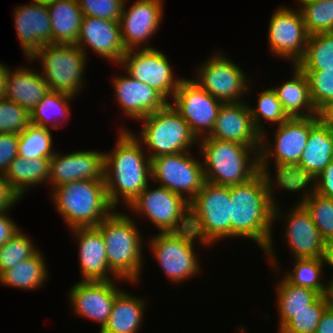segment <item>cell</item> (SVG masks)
Returning <instances> with one entry per match:
<instances>
[{
  "instance_id": "cell-42",
  "label": "cell",
  "mask_w": 333,
  "mask_h": 333,
  "mask_svg": "<svg viewBox=\"0 0 333 333\" xmlns=\"http://www.w3.org/2000/svg\"><path fill=\"white\" fill-rule=\"evenodd\" d=\"M308 78L311 101L323 115L333 106V69L302 70Z\"/></svg>"
},
{
  "instance_id": "cell-33",
  "label": "cell",
  "mask_w": 333,
  "mask_h": 333,
  "mask_svg": "<svg viewBox=\"0 0 333 333\" xmlns=\"http://www.w3.org/2000/svg\"><path fill=\"white\" fill-rule=\"evenodd\" d=\"M41 249L32 257L19 262L0 275V284L25 291L39 290L50 277Z\"/></svg>"
},
{
  "instance_id": "cell-27",
  "label": "cell",
  "mask_w": 333,
  "mask_h": 333,
  "mask_svg": "<svg viewBox=\"0 0 333 333\" xmlns=\"http://www.w3.org/2000/svg\"><path fill=\"white\" fill-rule=\"evenodd\" d=\"M274 243L269 244L264 251V255L267 256V262H269L272 270L276 275L280 272L289 283L298 287L310 288L320 295H327L328 282H325V271L322 258H294L292 270L285 269V273L281 272L280 261L276 259L277 254L274 250ZM277 272V273H276ZM284 273V274H283ZM323 281V282H322ZM326 283V284H325Z\"/></svg>"
},
{
  "instance_id": "cell-17",
  "label": "cell",
  "mask_w": 333,
  "mask_h": 333,
  "mask_svg": "<svg viewBox=\"0 0 333 333\" xmlns=\"http://www.w3.org/2000/svg\"><path fill=\"white\" fill-rule=\"evenodd\" d=\"M171 105L190 125L198 139L208 136L223 104L206 90L202 89L191 78H185L174 93Z\"/></svg>"
},
{
  "instance_id": "cell-49",
  "label": "cell",
  "mask_w": 333,
  "mask_h": 333,
  "mask_svg": "<svg viewBox=\"0 0 333 333\" xmlns=\"http://www.w3.org/2000/svg\"><path fill=\"white\" fill-rule=\"evenodd\" d=\"M8 212H0V247L21 229Z\"/></svg>"
},
{
  "instance_id": "cell-23",
  "label": "cell",
  "mask_w": 333,
  "mask_h": 333,
  "mask_svg": "<svg viewBox=\"0 0 333 333\" xmlns=\"http://www.w3.org/2000/svg\"><path fill=\"white\" fill-rule=\"evenodd\" d=\"M115 101L123 116L131 120H140L163 108L168 101L154 88L142 83L125 72L112 77Z\"/></svg>"
},
{
  "instance_id": "cell-15",
  "label": "cell",
  "mask_w": 333,
  "mask_h": 333,
  "mask_svg": "<svg viewBox=\"0 0 333 333\" xmlns=\"http://www.w3.org/2000/svg\"><path fill=\"white\" fill-rule=\"evenodd\" d=\"M166 54L159 49L144 48L127 50L119 67H123L133 79L157 90L168 102L184 77L174 75Z\"/></svg>"
},
{
  "instance_id": "cell-5",
  "label": "cell",
  "mask_w": 333,
  "mask_h": 333,
  "mask_svg": "<svg viewBox=\"0 0 333 333\" xmlns=\"http://www.w3.org/2000/svg\"><path fill=\"white\" fill-rule=\"evenodd\" d=\"M49 193L68 230L97 227L114 210L106 195L105 180L73 181Z\"/></svg>"
},
{
  "instance_id": "cell-50",
  "label": "cell",
  "mask_w": 333,
  "mask_h": 333,
  "mask_svg": "<svg viewBox=\"0 0 333 333\" xmlns=\"http://www.w3.org/2000/svg\"><path fill=\"white\" fill-rule=\"evenodd\" d=\"M315 333H333V307L328 306L323 312Z\"/></svg>"
},
{
  "instance_id": "cell-35",
  "label": "cell",
  "mask_w": 333,
  "mask_h": 333,
  "mask_svg": "<svg viewBox=\"0 0 333 333\" xmlns=\"http://www.w3.org/2000/svg\"><path fill=\"white\" fill-rule=\"evenodd\" d=\"M74 98L71 95L60 92H48L31 111V123L59 130L63 126L61 123L70 119L69 116H71L70 113L72 112L70 111L72 110L70 109V101L74 100Z\"/></svg>"
},
{
  "instance_id": "cell-16",
  "label": "cell",
  "mask_w": 333,
  "mask_h": 333,
  "mask_svg": "<svg viewBox=\"0 0 333 333\" xmlns=\"http://www.w3.org/2000/svg\"><path fill=\"white\" fill-rule=\"evenodd\" d=\"M279 5L269 19L267 39L269 51L274 57L296 65L303 57L308 33L298 7Z\"/></svg>"
},
{
  "instance_id": "cell-39",
  "label": "cell",
  "mask_w": 333,
  "mask_h": 333,
  "mask_svg": "<svg viewBox=\"0 0 333 333\" xmlns=\"http://www.w3.org/2000/svg\"><path fill=\"white\" fill-rule=\"evenodd\" d=\"M301 70L333 69V32L310 35L302 59Z\"/></svg>"
},
{
  "instance_id": "cell-25",
  "label": "cell",
  "mask_w": 333,
  "mask_h": 333,
  "mask_svg": "<svg viewBox=\"0 0 333 333\" xmlns=\"http://www.w3.org/2000/svg\"><path fill=\"white\" fill-rule=\"evenodd\" d=\"M70 232L78 242V262L82 281L117 280L129 283L118 278L109 269L105 241L102 233L96 227L74 228Z\"/></svg>"
},
{
  "instance_id": "cell-30",
  "label": "cell",
  "mask_w": 333,
  "mask_h": 333,
  "mask_svg": "<svg viewBox=\"0 0 333 333\" xmlns=\"http://www.w3.org/2000/svg\"><path fill=\"white\" fill-rule=\"evenodd\" d=\"M139 297L122 289L114 300L106 325L99 333H138L147 307L146 299Z\"/></svg>"
},
{
  "instance_id": "cell-37",
  "label": "cell",
  "mask_w": 333,
  "mask_h": 333,
  "mask_svg": "<svg viewBox=\"0 0 333 333\" xmlns=\"http://www.w3.org/2000/svg\"><path fill=\"white\" fill-rule=\"evenodd\" d=\"M52 128L30 123L19 134L18 156L26 159L52 158L56 150L53 147Z\"/></svg>"
},
{
  "instance_id": "cell-34",
  "label": "cell",
  "mask_w": 333,
  "mask_h": 333,
  "mask_svg": "<svg viewBox=\"0 0 333 333\" xmlns=\"http://www.w3.org/2000/svg\"><path fill=\"white\" fill-rule=\"evenodd\" d=\"M281 273L276 283V307L279 329L292 317L294 313L307 308L320 294L310 288L298 287L289 283Z\"/></svg>"
},
{
  "instance_id": "cell-55",
  "label": "cell",
  "mask_w": 333,
  "mask_h": 333,
  "mask_svg": "<svg viewBox=\"0 0 333 333\" xmlns=\"http://www.w3.org/2000/svg\"><path fill=\"white\" fill-rule=\"evenodd\" d=\"M33 1L48 6V5L54 3V2L57 1V0H33Z\"/></svg>"
},
{
  "instance_id": "cell-38",
  "label": "cell",
  "mask_w": 333,
  "mask_h": 333,
  "mask_svg": "<svg viewBox=\"0 0 333 333\" xmlns=\"http://www.w3.org/2000/svg\"><path fill=\"white\" fill-rule=\"evenodd\" d=\"M258 95L256 106H252V103H248V106L254 126L262 135L264 132H269L265 128L266 123L272 124L271 126H278L288 120L289 117L284 112L276 92L271 87L262 90ZM263 121H266V123L263 124Z\"/></svg>"
},
{
  "instance_id": "cell-20",
  "label": "cell",
  "mask_w": 333,
  "mask_h": 333,
  "mask_svg": "<svg viewBox=\"0 0 333 333\" xmlns=\"http://www.w3.org/2000/svg\"><path fill=\"white\" fill-rule=\"evenodd\" d=\"M115 282L80 280L74 283L67 293L73 313L98 322L101 331L108 321L117 294L123 289L118 288L119 284Z\"/></svg>"
},
{
  "instance_id": "cell-13",
  "label": "cell",
  "mask_w": 333,
  "mask_h": 333,
  "mask_svg": "<svg viewBox=\"0 0 333 333\" xmlns=\"http://www.w3.org/2000/svg\"><path fill=\"white\" fill-rule=\"evenodd\" d=\"M192 153V151L180 152L151 159L153 184L159 183V186L171 190L190 202L205 182L202 158L200 155L197 158Z\"/></svg>"
},
{
  "instance_id": "cell-19",
  "label": "cell",
  "mask_w": 333,
  "mask_h": 333,
  "mask_svg": "<svg viewBox=\"0 0 333 333\" xmlns=\"http://www.w3.org/2000/svg\"><path fill=\"white\" fill-rule=\"evenodd\" d=\"M163 1L135 0L127 6L129 1L125 0L119 23L126 50L154 48L148 42L160 29L164 16Z\"/></svg>"
},
{
  "instance_id": "cell-18",
  "label": "cell",
  "mask_w": 333,
  "mask_h": 333,
  "mask_svg": "<svg viewBox=\"0 0 333 333\" xmlns=\"http://www.w3.org/2000/svg\"><path fill=\"white\" fill-rule=\"evenodd\" d=\"M281 209L282 206L276 200L274 224L276 225L279 219L286 221L283 237L293 258H322L325 241L306 208L297 200L292 208L287 210L289 213L285 214Z\"/></svg>"
},
{
  "instance_id": "cell-54",
  "label": "cell",
  "mask_w": 333,
  "mask_h": 333,
  "mask_svg": "<svg viewBox=\"0 0 333 333\" xmlns=\"http://www.w3.org/2000/svg\"><path fill=\"white\" fill-rule=\"evenodd\" d=\"M323 117L331 124L333 128V106L323 114Z\"/></svg>"
},
{
  "instance_id": "cell-47",
  "label": "cell",
  "mask_w": 333,
  "mask_h": 333,
  "mask_svg": "<svg viewBox=\"0 0 333 333\" xmlns=\"http://www.w3.org/2000/svg\"><path fill=\"white\" fill-rule=\"evenodd\" d=\"M308 186L315 193L333 199V160Z\"/></svg>"
},
{
  "instance_id": "cell-4",
  "label": "cell",
  "mask_w": 333,
  "mask_h": 333,
  "mask_svg": "<svg viewBox=\"0 0 333 333\" xmlns=\"http://www.w3.org/2000/svg\"><path fill=\"white\" fill-rule=\"evenodd\" d=\"M205 181L232 186L247 183L259 172L260 146L204 137L199 139Z\"/></svg>"
},
{
  "instance_id": "cell-45",
  "label": "cell",
  "mask_w": 333,
  "mask_h": 333,
  "mask_svg": "<svg viewBox=\"0 0 333 333\" xmlns=\"http://www.w3.org/2000/svg\"><path fill=\"white\" fill-rule=\"evenodd\" d=\"M125 0H78L84 16L120 21Z\"/></svg>"
},
{
  "instance_id": "cell-6",
  "label": "cell",
  "mask_w": 333,
  "mask_h": 333,
  "mask_svg": "<svg viewBox=\"0 0 333 333\" xmlns=\"http://www.w3.org/2000/svg\"><path fill=\"white\" fill-rule=\"evenodd\" d=\"M322 117L289 118L276 126L273 141L268 139V134L264 132L261 135L259 151L260 171L281 181L298 164L307 144L310 129ZM271 162L274 163V174L270 168Z\"/></svg>"
},
{
  "instance_id": "cell-48",
  "label": "cell",
  "mask_w": 333,
  "mask_h": 333,
  "mask_svg": "<svg viewBox=\"0 0 333 333\" xmlns=\"http://www.w3.org/2000/svg\"><path fill=\"white\" fill-rule=\"evenodd\" d=\"M20 199L10 188L5 175L0 174V212L12 210Z\"/></svg>"
},
{
  "instance_id": "cell-41",
  "label": "cell",
  "mask_w": 333,
  "mask_h": 333,
  "mask_svg": "<svg viewBox=\"0 0 333 333\" xmlns=\"http://www.w3.org/2000/svg\"><path fill=\"white\" fill-rule=\"evenodd\" d=\"M329 305L327 295H319L307 308L294 313L277 333H315L321 316Z\"/></svg>"
},
{
  "instance_id": "cell-2",
  "label": "cell",
  "mask_w": 333,
  "mask_h": 333,
  "mask_svg": "<svg viewBox=\"0 0 333 333\" xmlns=\"http://www.w3.org/2000/svg\"><path fill=\"white\" fill-rule=\"evenodd\" d=\"M114 149L105 154V187L110 205L129 204L150 184L151 159L131 129L120 127ZM123 202V203H122Z\"/></svg>"
},
{
  "instance_id": "cell-8",
  "label": "cell",
  "mask_w": 333,
  "mask_h": 333,
  "mask_svg": "<svg viewBox=\"0 0 333 333\" xmlns=\"http://www.w3.org/2000/svg\"><path fill=\"white\" fill-rule=\"evenodd\" d=\"M146 242L151 257L156 259L171 283L179 285L201 274L197 251L202 246L205 250L209 246L199 240L191 228L178 232H158Z\"/></svg>"
},
{
  "instance_id": "cell-52",
  "label": "cell",
  "mask_w": 333,
  "mask_h": 333,
  "mask_svg": "<svg viewBox=\"0 0 333 333\" xmlns=\"http://www.w3.org/2000/svg\"><path fill=\"white\" fill-rule=\"evenodd\" d=\"M8 75V66L0 62V102L6 99V79Z\"/></svg>"
},
{
  "instance_id": "cell-9",
  "label": "cell",
  "mask_w": 333,
  "mask_h": 333,
  "mask_svg": "<svg viewBox=\"0 0 333 333\" xmlns=\"http://www.w3.org/2000/svg\"><path fill=\"white\" fill-rule=\"evenodd\" d=\"M189 224L196 237L209 248L231 237L230 186L205 181L189 202Z\"/></svg>"
},
{
  "instance_id": "cell-31",
  "label": "cell",
  "mask_w": 333,
  "mask_h": 333,
  "mask_svg": "<svg viewBox=\"0 0 333 333\" xmlns=\"http://www.w3.org/2000/svg\"><path fill=\"white\" fill-rule=\"evenodd\" d=\"M51 158L26 159L15 157L5 173L10 188L22 198L26 192L36 186L45 185L50 175Z\"/></svg>"
},
{
  "instance_id": "cell-26",
  "label": "cell",
  "mask_w": 333,
  "mask_h": 333,
  "mask_svg": "<svg viewBox=\"0 0 333 333\" xmlns=\"http://www.w3.org/2000/svg\"><path fill=\"white\" fill-rule=\"evenodd\" d=\"M206 137L233 141L245 146H261V134L254 126L246 101L223 103L214 127Z\"/></svg>"
},
{
  "instance_id": "cell-36",
  "label": "cell",
  "mask_w": 333,
  "mask_h": 333,
  "mask_svg": "<svg viewBox=\"0 0 333 333\" xmlns=\"http://www.w3.org/2000/svg\"><path fill=\"white\" fill-rule=\"evenodd\" d=\"M297 200L306 208L322 239L333 240V199L315 193L309 186L299 187L291 192H299ZM303 191V192H302Z\"/></svg>"
},
{
  "instance_id": "cell-29",
  "label": "cell",
  "mask_w": 333,
  "mask_h": 333,
  "mask_svg": "<svg viewBox=\"0 0 333 333\" xmlns=\"http://www.w3.org/2000/svg\"><path fill=\"white\" fill-rule=\"evenodd\" d=\"M291 69L290 79L272 87L286 115L289 118L323 116L311 101L307 75L297 65H292Z\"/></svg>"
},
{
  "instance_id": "cell-44",
  "label": "cell",
  "mask_w": 333,
  "mask_h": 333,
  "mask_svg": "<svg viewBox=\"0 0 333 333\" xmlns=\"http://www.w3.org/2000/svg\"><path fill=\"white\" fill-rule=\"evenodd\" d=\"M31 123L30 112L11 100L0 102V133L23 132Z\"/></svg>"
},
{
  "instance_id": "cell-28",
  "label": "cell",
  "mask_w": 333,
  "mask_h": 333,
  "mask_svg": "<svg viewBox=\"0 0 333 333\" xmlns=\"http://www.w3.org/2000/svg\"><path fill=\"white\" fill-rule=\"evenodd\" d=\"M8 67L6 79V99L14 101L30 113L40 100L50 92L40 70L19 66L15 70Z\"/></svg>"
},
{
  "instance_id": "cell-53",
  "label": "cell",
  "mask_w": 333,
  "mask_h": 333,
  "mask_svg": "<svg viewBox=\"0 0 333 333\" xmlns=\"http://www.w3.org/2000/svg\"><path fill=\"white\" fill-rule=\"evenodd\" d=\"M328 282V291H327V298L329 301L330 306L333 307V279L326 280Z\"/></svg>"
},
{
  "instance_id": "cell-7",
  "label": "cell",
  "mask_w": 333,
  "mask_h": 333,
  "mask_svg": "<svg viewBox=\"0 0 333 333\" xmlns=\"http://www.w3.org/2000/svg\"><path fill=\"white\" fill-rule=\"evenodd\" d=\"M138 122H142L140 132L132 133L146 149L150 159L188 152L192 151V147H198L199 139L170 102Z\"/></svg>"
},
{
  "instance_id": "cell-14",
  "label": "cell",
  "mask_w": 333,
  "mask_h": 333,
  "mask_svg": "<svg viewBox=\"0 0 333 333\" xmlns=\"http://www.w3.org/2000/svg\"><path fill=\"white\" fill-rule=\"evenodd\" d=\"M333 160V128L322 117L311 129L298 164L280 181L291 192L308 186Z\"/></svg>"
},
{
  "instance_id": "cell-24",
  "label": "cell",
  "mask_w": 333,
  "mask_h": 333,
  "mask_svg": "<svg viewBox=\"0 0 333 333\" xmlns=\"http://www.w3.org/2000/svg\"><path fill=\"white\" fill-rule=\"evenodd\" d=\"M13 15L16 35L26 59L45 44H52L51 20L46 5L32 0L27 5H16Z\"/></svg>"
},
{
  "instance_id": "cell-10",
  "label": "cell",
  "mask_w": 333,
  "mask_h": 333,
  "mask_svg": "<svg viewBox=\"0 0 333 333\" xmlns=\"http://www.w3.org/2000/svg\"><path fill=\"white\" fill-rule=\"evenodd\" d=\"M86 57L77 45L45 44L27 60L39 61L50 91L77 97L86 85Z\"/></svg>"
},
{
  "instance_id": "cell-3",
  "label": "cell",
  "mask_w": 333,
  "mask_h": 333,
  "mask_svg": "<svg viewBox=\"0 0 333 333\" xmlns=\"http://www.w3.org/2000/svg\"><path fill=\"white\" fill-rule=\"evenodd\" d=\"M128 214L114 209L96 228L105 241L109 269L135 285L141 282L145 258L142 245L146 241L135 218Z\"/></svg>"
},
{
  "instance_id": "cell-21",
  "label": "cell",
  "mask_w": 333,
  "mask_h": 333,
  "mask_svg": "<svg viewBox=\"0 0 333 333\" xmlns=\"http://www.w3.org/2000/svg\"><path fill=\"white\" fill-rule=\"evenodd\" d=\"M78 180H105V154L98 150H79L61 154L56 151L50 159L48 179L51 190Z\"/></svg>"
},
{
  "instance_id": "cell-32",
  "label": "cell",
  "mask_w": 333,
  "mask_h": 333,
  "mask_svg": "<svg viewBox=\"0 0 333 333\" xmlns=\"http://www.w3.org/2000/svg\"><path fill=\"white\" fill-rule=\"evenodd\" d=\"M52 28V44L76 45L83 12L78 0H57L47 6Z\"/></svg>"
},
{
  "instance_id": "cell-1",
  "label": "cell",
  "mask_w": 333,
  "mask_h": 333,
  "mask_svg": "<svg viewBox=\"0 0 333 333\" xmlns=\"http://www.w3.org/2000/svg\"><path fill=\"white\" fill-rule=\"evenodd\" d=\"M278 189H282L281 182L261 171L247 183L230 186V239H250L263 253L273 244L274 194Z\"/></svg>"
},
{
  "instance_id": "cell-22",
  "label": "cell",
  "mask_w": 333,
  "mask_h": 333,
  "mask_svg": "<svg viewBox=\"0 0 333 333\" xmlns=\"http://www.w3.org/2000/svg\"><path fill=\"white\" fill-rule=\"evenodd\" d=\"M76 45L86 55L90 48L94 54L114 62L117 67L127 51L121 39L119 21L93 16L83 17Z\"/></svg>"
},
{
  "instance_id": "cell-46",
  "label": "cell",
  "mask_w": 333,
  "mask_h": 333,
  "mask_svg": "<svg viewBox=\"0 0 333 333\" xmlns=\"http://www.w3.org/2000/svg\"><path fill=\"white\" fill-rule=\"evenodd\" d=\"M18 133H0V174L5 175L10 162L18 156Z\"/></svg>"
},
{
  "instance_id": "cell-56",
  "label": "cell",
  "mask_w": 333,
  "mask_h": 333,
  "mask_svg": "<svg viewBox=\"0 0 333 333\" xmlns=\"http://www.w3.org/2000/svg\"><path fill=\"white\" fill-rule=\"evenodd\" d=\"M294 1H297V3H299L300 1H307V0H294Z\"/></svg>"
},
{
  "instance_id": "cell-40",
  "label": "cell",
  "mask_w": 333,
  "mask_h": 333,
  "mask_svg": "<svg viewBox=\"0 0 333 333\" xmlns=\"http://www.w3.org/2000/svg\"><path fill=\"white\" fill-rule=\"evenodd\" d=\"M308 35L333 32V0H307L296 4Z\"/></svg>"
},
{
  "instance_id": "cell-43",
  "label": "cell",
  "mask_w": 333,
  "mask_h": 333,
  "mask_svg": "<svg viewBox=\"0 0 333 333\" xmlns=\"http://www.w3.org/2000/svg\"><path fill=\"white\" fill-rule=\"evenodd\" d=\"M39 250L28 234L20 229L0 247V275L19 262L34 256Z\"/></svg>"
},
{
  "instance_id": "cell-51",
  "label": "cell",
  "mask_w": 333,
  "mask_h": 333,
  "mask_svg": "<svg viewBox=\"0 0 333 333\" xmlns=\"http://www.w3.org/2000/svg\"><path fill=\"white\" fill-rule=\"evenodd\" d=\"M322 260L324 267L328 266V268L330 267L333 269V240L325 242ZM331 277L330 280L333 279V274Z\"/></svg>"
},
{
  "instance_id": "cell-12",
  "label": "cell",
  "mask_w": 333,
  "mask_h": 333,
  "mask_svg": "<svg viewBox=\"0 0 333 333\" xmlns=\"http://www.w3.org/2000/svg\"><path fill=\"white\" fill-rule=\"evenodd\" d=\"M149 186L126 208L133 213L131 215L147 218L159 232H178L190 228L189 202L165 187L156 185L150 189Z\"/></svg>"
},
{
  "instance_id": "cell-11",
  "label": "cell",
  "mask_w": 333,
  "mask_h": 333,
  "mask_svg": "<svg viewBox=\"0 0 333 333\" xmlns=\"http://www.w3.org/2000/svg\"><path fill=\"white\" fill-rule=\"evenodd\" d=\"M214 52L197 66L192 80L222 103L248 100L244 96L251 94V77L249 79L242 67L228 58V54L218 49Z\"/></svg>"
}]
</instances>
